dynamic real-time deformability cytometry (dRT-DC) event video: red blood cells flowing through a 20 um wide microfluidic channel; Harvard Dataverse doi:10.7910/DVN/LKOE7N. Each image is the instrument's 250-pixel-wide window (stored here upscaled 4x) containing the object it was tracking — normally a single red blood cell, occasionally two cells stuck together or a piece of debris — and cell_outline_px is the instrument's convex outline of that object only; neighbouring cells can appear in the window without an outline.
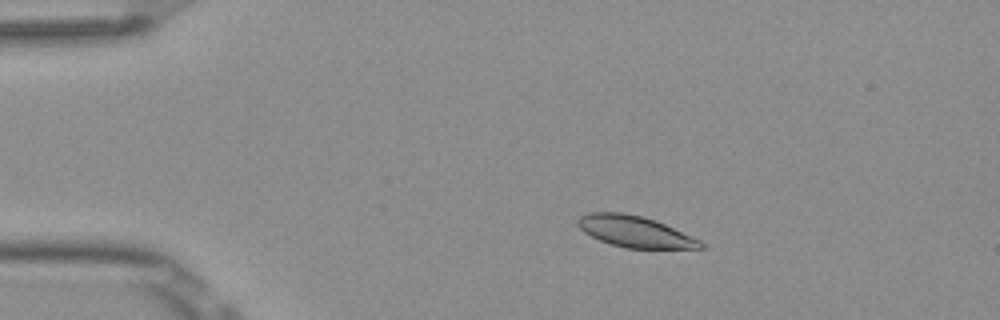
{"species": "Egyptian fruit bat (a non-hibernating species)", "species_latin": "Rousettus aegyptiacus", "temperature_condition": "room temperature", "stored_images_in_passage": 6, "camera_frame_rate_fps": 3000, "um_per_image_px": 0.085, "frame": {"image": 1, "passage_image": 3, "time_ms": 0.667, "image_size_px": [1000, 320], "cell_outline_px": [[704, 248], [624, 248], [600, 240], [584, 232], [576, 224], [576, 220], [580, 216], [588, 212], [624, 212], [644, 216], [656, 220], [700, 240], [704, 244]], "centroid_in_image_um": [53.94, 19.66], "position_along_channel_um": 31.1, "area_um2": 22.37}}
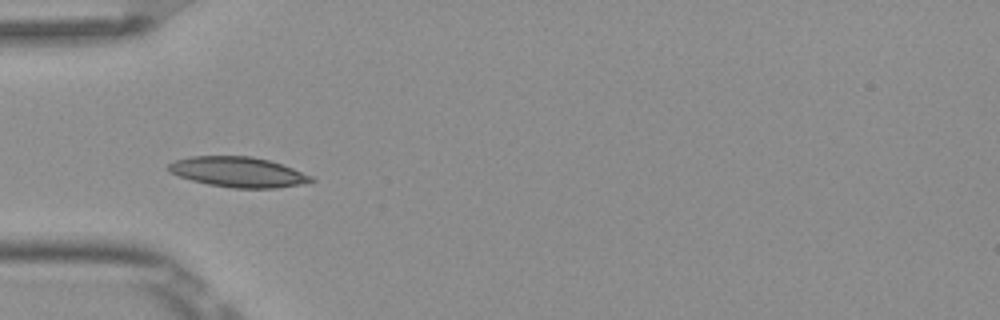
{"frame": {"image": 2, "passage_image": 5, "time_ms": 1.333, "image_size_px": [1000, 320], "cell_outline_px": [[316, 180], [300, 184], [276, 188], [232, 188], [208, 184], [192, 180], [168, 172], [168, 164], [176, 160], [192, 156], [252, 156], [268, 160], [292, 168], [312, 176]], "centroid_in_image_um": [20.22, 14.62], "position_along_channel_um": 64.8, "area_um2": 24.91}}
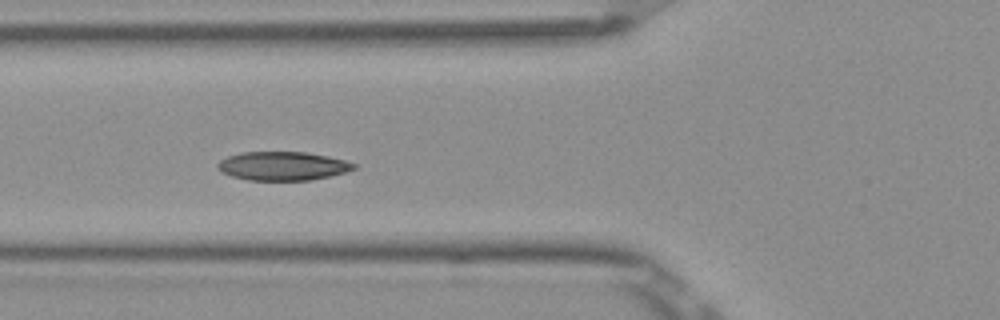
{"frame": {"image": 3, "passage_image": 6, "time_ms": 1.667, "image_size_px": [1000, 320], "cell_outline_px": [[356, 168], [344, 172], [312, 180], [248, 180], [232, 176], [220, 172], [216, 168], [216, 164], [220, 160], [228, 156], [240, 152], [304, 152], [328, 156], [344, 160], [356, 164]], "centroid_in_image_um": [23.98, 14.11], "position_along_channel_um": 101.8, "area_um2": 22.77}}